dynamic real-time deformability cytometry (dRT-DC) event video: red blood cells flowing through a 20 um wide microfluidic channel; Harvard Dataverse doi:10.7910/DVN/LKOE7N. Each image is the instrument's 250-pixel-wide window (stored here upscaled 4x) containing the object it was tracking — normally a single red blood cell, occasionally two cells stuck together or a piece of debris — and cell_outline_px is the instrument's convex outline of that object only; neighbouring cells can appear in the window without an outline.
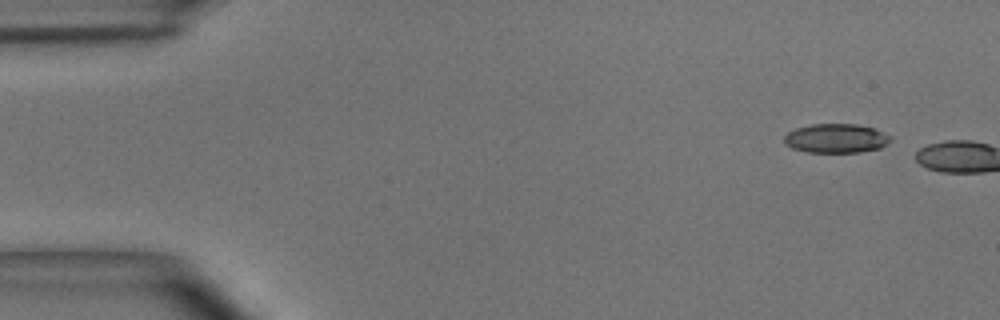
{"species": "common noctule bat (a hibernating species)", "species_latin": "Nyctalus noctula", "temperature_condition": "room temperature", "stored_images_in_passage": 2, "camera_frame_rate_fps": 3000, "um_per_image_px": 0.085, "animal": {"sex": "male", "body_mass_g": 15.6}, "frame": {"image": 1, "passage_image": 1, "time_ms": 0.0, "image_size_px": [1000, 320], "cell_outline_px": [[892, 140], [888, 144], [880, 148], [860, 152], [808, 152], [792, 148], [784, 144], [784, 136], [788, 132], [796, 128], [812, 124], [856, 124], [872, 128], [892, 136]], "centroid_in_image_um": [71.07, 11.76], "position_along_channel_um": 13.9, "area_um2": 18.09}}